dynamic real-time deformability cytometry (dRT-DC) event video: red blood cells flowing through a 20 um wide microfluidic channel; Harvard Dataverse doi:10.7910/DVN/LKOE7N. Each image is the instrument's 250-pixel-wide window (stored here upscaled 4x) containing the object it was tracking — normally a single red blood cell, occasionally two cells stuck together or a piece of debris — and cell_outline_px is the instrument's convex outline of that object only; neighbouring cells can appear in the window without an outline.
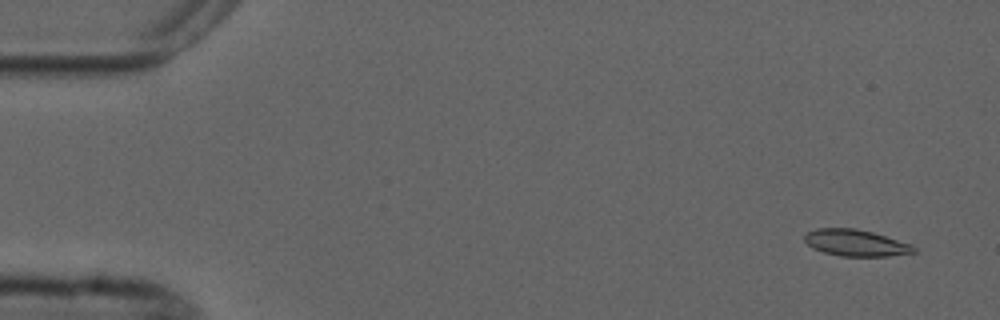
{"species": "common noctule bat (a hibernating species)", "species_latin": "Nyctalus noctula", "temperature_condition": "cold", "stored_images_in_passage": 7, "camera_frame_rate_fps": 3000, "um_per_image_px": 0.085, "animal": {"sex": "male", "forearm_length_mm": 52.5}, "frame": {"image": 1, "passage_image": 1, "time_ms": 0.0, "image_size_px": [1000, 320], "cell_outline_px": [[916, 252], [888, 256], [840, 256], [824, 252], [812, 248], [804, 240], [804, 236], [808, 232], [816, 228], [856, 228], [872, 232], [912, 244], [916, 248]], "centroid_in_image_um": [72.74, 20.64], "position_along_channel_um": 12.3, "area_um2": 16.88}}
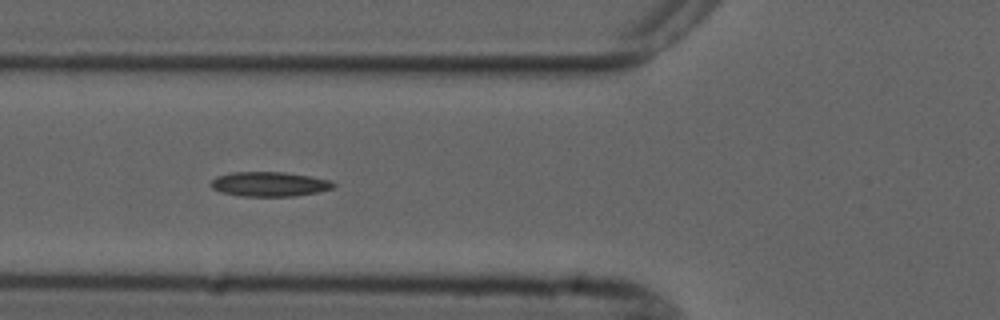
{"frame": {"image": 2, "passage_image": 6, "time_ms": 5.667, "image_size_px": [1000, 320], "cell_outline_px": [[336, 184], [332, 188], [316, 192], [296, 196], [240, 196], [220, 192], [212, 188], [212, 180], [216, 176], [232, 172], [284, 172], [332, 180]], "centroid_in_image_um": [22.89, 15.65], "position_along_channel_um": 102.9, "area_um2": 17.51}}
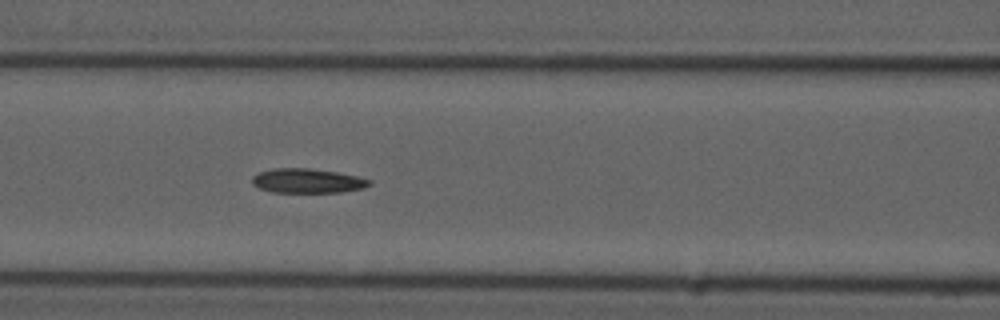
{"frame": {"image": 3, "passage_image": 7, "time_ms": 6.667, "image_size_px": [1000, 320], "cell_outline_px": [[372, 184], [364, 188], [340, 192], [272, 192], [260, 188], [252, 184], [252, 176], [260, 172], [272, 168], [308, 168], [336, 172], [356, 176], [372, 180]], "centroid_in_image_um": [26.13, 15.37], "position_along_channel_um": 140.5, "area_um2": 16.65}}